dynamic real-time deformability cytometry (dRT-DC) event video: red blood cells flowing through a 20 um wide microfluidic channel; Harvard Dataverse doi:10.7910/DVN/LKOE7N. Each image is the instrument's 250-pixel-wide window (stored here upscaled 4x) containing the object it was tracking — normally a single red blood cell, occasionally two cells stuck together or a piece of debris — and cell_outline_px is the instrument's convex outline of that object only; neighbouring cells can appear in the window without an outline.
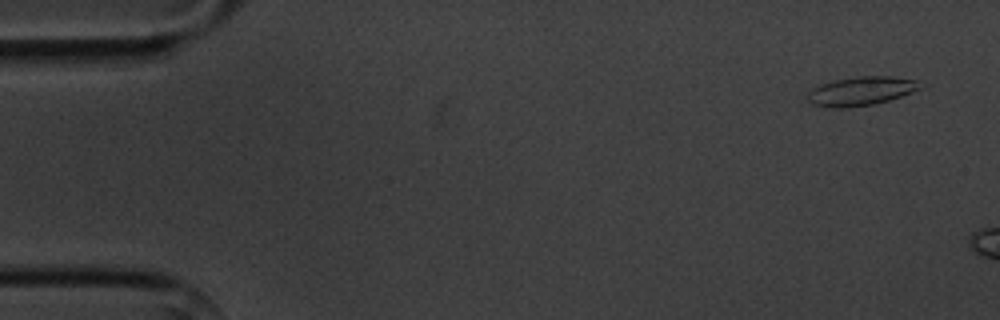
{"species": "common noctule bat (a hibernating species)", "species_latin": "Nyctalus noctula", "temperature_condition": "cold", "stored_images_in_passage": 3, "camera_frame_rate_fps": 3000, "um_per_image_px": 0.085, "animal": {"sex": "male", "body_mass_g": 20.1, "forearm_length_mm": 53.5}, "frame": {"image": 1, "passage_image": 1, "time_ms": 0.0, "image_size_px": [1000, 320], "cell_outline_px": [[928, 84], [912, 92], [888, 100], [872, 104], [844, 108], [832, 108], [812, 104], [808, 100], [808, 92], [812, 88], [820, 84], [836, 80], [860, 76], [892, 76], [916, 80]], "centroid_in_image_um": [73.22, 7.73], "position_along_channel_um": 11.8, "area_um2": 18.9}}